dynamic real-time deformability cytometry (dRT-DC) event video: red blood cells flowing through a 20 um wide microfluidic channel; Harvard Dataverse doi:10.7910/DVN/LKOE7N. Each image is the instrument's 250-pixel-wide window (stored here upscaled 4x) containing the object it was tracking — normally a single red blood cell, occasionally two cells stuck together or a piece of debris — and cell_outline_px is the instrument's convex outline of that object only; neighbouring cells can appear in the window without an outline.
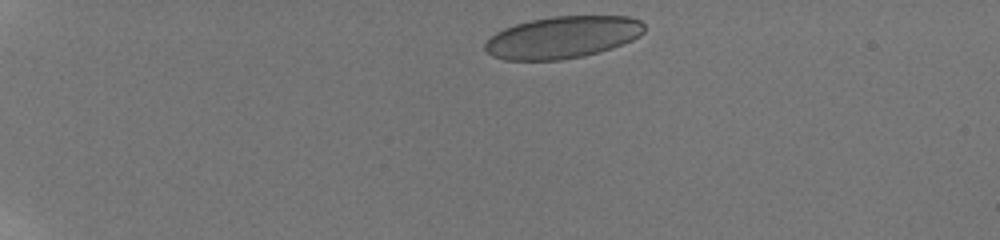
{"species": "human", "species_latin": "Homo sapiens", "temperature_condition": "room temperature", "stored_images_in_passage": 19, "camera_frame_rate_fps": 3000, "um_per_image_px": 0.085, "donor": {"sex": "male"}, "frame": {"image": 1, "passage_image": 1, "time_ms": 0.0, "image_size_px": [1000, 240], "cell_outline_px": [[644, 32], [640, 36], [624, 44], [600, 52], [584, 56], [560, 60], [504, 60], [492, 56], [484, 48], [484, 44], [496, 32], [504, 28], [516, 24], [532, 20], [552, 16], [628, 16], [640, 20], [644, 24]], "centroid_in_image_um": [47.84, 3.17], "position_along_channel_um": 37.2, "area_um2": 39.13}}
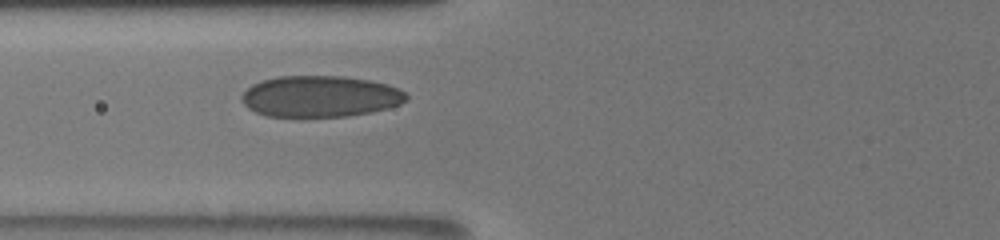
{"frame": {"image": 2, "passage_image": 19, "time_ms": 4.0, "image_size_px": [1000, 240], "cell_outline_px": [[408, 100], [400, 104], [388, 108], [348, 116], [268, 116], [256, 112], [248, 108], [244, 104], [240, 96], [252, 84], [276, 76], [340, 76], [368, 80], [388, 84], [404, 92], [408, 96]], "centroid_in_image_um": [27.21, 8.19], "position_along_channel_um": 98.6, "area_um2": 39.36}}